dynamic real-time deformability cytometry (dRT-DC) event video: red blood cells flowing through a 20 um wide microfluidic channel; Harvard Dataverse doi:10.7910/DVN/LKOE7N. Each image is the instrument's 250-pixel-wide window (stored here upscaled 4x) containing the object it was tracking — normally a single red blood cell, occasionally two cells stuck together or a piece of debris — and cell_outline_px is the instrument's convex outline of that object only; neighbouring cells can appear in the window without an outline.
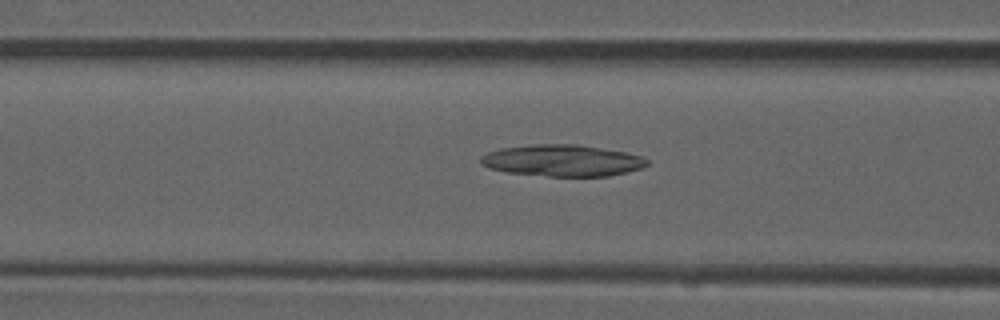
{"species": "common noctule bat (a hibernating species)", "species_latin": "Nyctalus noctula", "temperature_condition": "room temperature", "stored_images_in_passage": 51, "camera_frame_rate_fps": 3000, "um_per_image_px": 0.085, "animal": {"sex": "male", "forearm_length_mm": 52.5}, "frame": {"image": 1, "passage_image": 20, "time_ms": 6.333, "image_size_px": [1000, 320], "cell_outline_px": [[648, 164], [640, 168], [608, 176], [548, 176], [508, 172], [488, 168], [480, 164], [480, 156], [488, 152], [500, 148], [536, 144], [576, 144], [624, 152], [644, 156], [648, 160]], "centroid_in_image_um": [47.76, 13.64], "position_along_channel_um": 118.8, "area_um2": 30.46}}
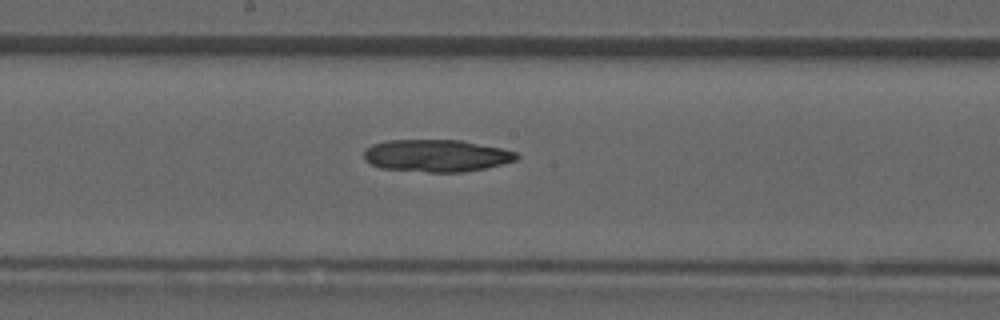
{"frame": {"image": 2, "passage_image": 27, "time_ms": 8.667, "image_size_px": [1000, 320], "cell_outline_px": [[520, 156], [516, 160], [484, 168], [464, 172], [428, 172], [380, 168], [364, 160], [364, 152], [372, 144], [388, 140], [460, 140], [500, 148], [516, 152]], "centroid_in_image_um": [37.08, 13.23], "position_along_channel_um": 211.1, "area_um2": 28.5}}
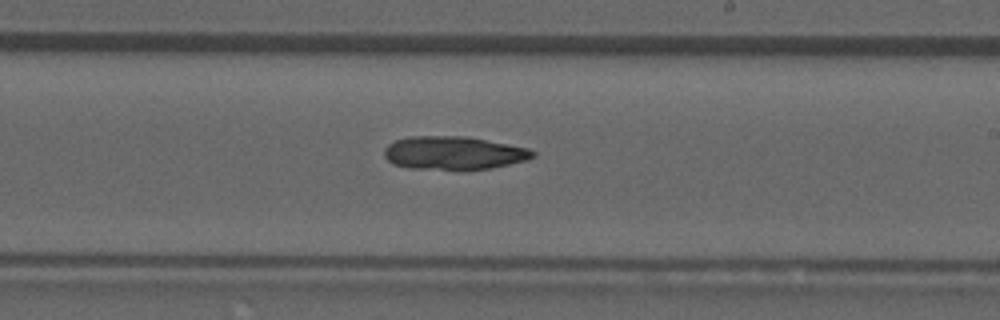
{"frame": {"image": 3, "passage_image": 30, "time_ms": 9.667, "image_size_px": [1000, 320], "cell_outline_px": [[536, 156], [524, 160], [492, 168], [464, 172], [408, 168], [392, 164], [384, 156], [384, 148], [388, 144], [396, 140], [408, 136], [464, 136], [508, 144], [528, 148], [536, 152]], "centroid_in_image_um": [38.53, 13.04], "position_along_channel_um": 250.5, "area_um2": 29.54}}